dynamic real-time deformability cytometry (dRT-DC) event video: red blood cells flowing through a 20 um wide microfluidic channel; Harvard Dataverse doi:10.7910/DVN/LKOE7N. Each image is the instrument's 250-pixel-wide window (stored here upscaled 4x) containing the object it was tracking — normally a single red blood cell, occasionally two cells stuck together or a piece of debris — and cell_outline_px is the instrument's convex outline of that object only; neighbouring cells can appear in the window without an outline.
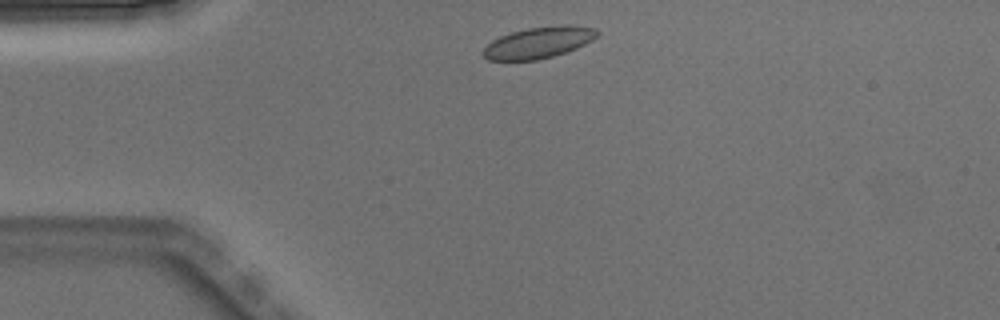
{"species": "Egyptian fruit bat (a non-hibernating species)", "species_latin": "Rousettus aegyptiacus", "temperature_condition": "warm", "stored_images_in_passage": 1, "camera_frame_rate_fps": 3000, "um_per_image_px": 0.085, "animal": {"sex": "male"}, "frame": {"image": 1, "passage_image": 1, "time_ms": 0.0, "image_size_px": [1000, 320], "cell_outline_px": [[600, 32], [592, 40], [576, 48], [552, 56], [536, 60], [488, 60], [480, 52], [492, 40], [500, 36], [512, 32], [528, 28], [560, 24], [568, 24], [596, 28]], "centroid_in_image_um": [45.78, 3.6], "position_along_channel_um": 39.2, "area_um2": 20.81}}